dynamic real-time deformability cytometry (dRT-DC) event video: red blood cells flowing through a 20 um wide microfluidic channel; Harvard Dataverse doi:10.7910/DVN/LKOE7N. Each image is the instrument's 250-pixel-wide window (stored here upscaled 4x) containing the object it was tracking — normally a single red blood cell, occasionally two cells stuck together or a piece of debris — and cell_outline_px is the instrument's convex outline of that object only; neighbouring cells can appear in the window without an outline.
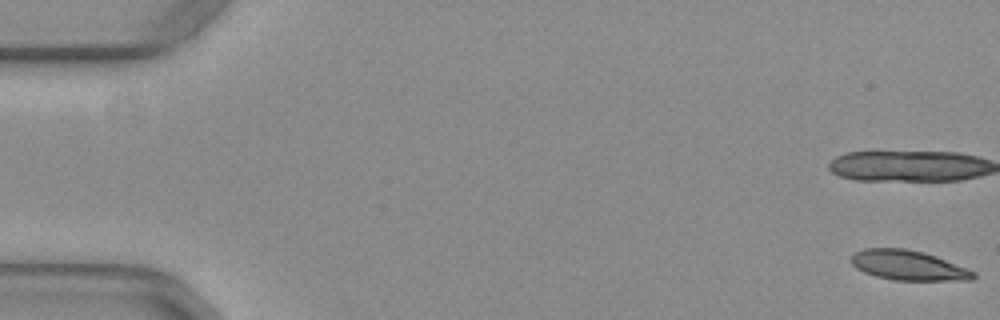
{"species": "common noctule bat (a hibernating species)", "species_latin": "Nyctalus noctula", "temperature_condition": "warm", "stored_images_in_passage": 48, "camera_frame_rate_fps": 3000, "um_per_image_px": 0.085, "animal": {"sex": "female", "body_mass_g": 29.2, "forearm_length_mm": 56.3}, "frame": {"image": 1, "passage_image": 1, "time_ms": 0.0, "image_size_px": [1000, 320], "cell_outline_px": [[976, 276], [972, 280], [892, 280], [876, 276], [864, 272], [856, 268], [848, 260], [856, 252], [864, 248], [904, 248], [924, 252], [936, 256], [968, 268], [976, 272]], "centroid_in_image_um": [77.21, 22.55], "position_along_channel_um": 7.8, "area_um2": 21.39}}